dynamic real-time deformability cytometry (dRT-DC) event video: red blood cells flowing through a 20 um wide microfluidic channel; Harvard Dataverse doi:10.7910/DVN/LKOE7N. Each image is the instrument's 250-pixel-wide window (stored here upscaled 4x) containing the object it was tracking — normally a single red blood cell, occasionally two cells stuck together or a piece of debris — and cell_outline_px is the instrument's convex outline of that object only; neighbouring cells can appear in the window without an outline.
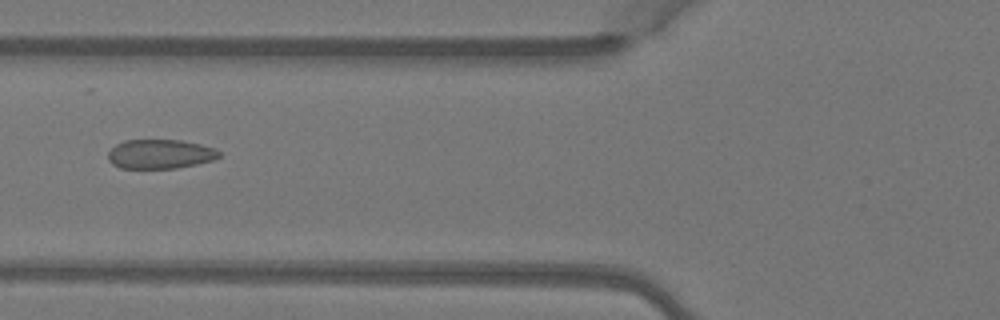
{"species": "Egyptian fruit bat (a non-hibernating species)", "species_latin": "Rousettus aegyptiacus", "temperature_condition": "warm", "stored_images_in_passage": 5, "camera_frame_rate_fps": 3000, "um_per_image_px": 0.085, "animal": {"sex": "female"}, "frame": {"image": 1, "passage_image": 5, "time_ms": 1.333, "image_size_px": [1000, 320], "cell_outline_px": [[220, 156], [212, 160], [196, 164], [176, 168], [120, 168], [112, 164], [108, 160], [108, 152], [116, 144], [124, 140], [180, 140], [200, 144], [216, 148], [220, 152]], "centroid_in_image_um": [13.6, 13.09], "position_along_channel_um": 112.2, "area_um2": 18.96}}